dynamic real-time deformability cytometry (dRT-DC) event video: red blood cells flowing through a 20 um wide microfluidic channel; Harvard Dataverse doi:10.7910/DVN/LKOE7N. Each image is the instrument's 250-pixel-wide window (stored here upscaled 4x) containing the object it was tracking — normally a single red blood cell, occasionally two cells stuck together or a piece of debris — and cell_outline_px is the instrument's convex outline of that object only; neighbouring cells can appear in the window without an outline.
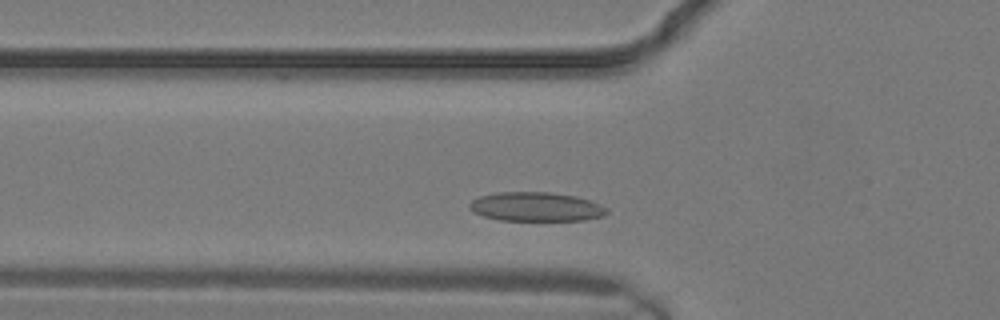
{"species": "common noctule bat (a hibernating species)", "species_latin": "Nyctalus noctula", "temperature_condition": "warm", "stored_images_in_passage": 7, "camera_frame_rate_fps": 3000, "um_per_image_px": 0.085, "animal": {"sex": "male", "body_mass_g": 19.2, "forearm_length_mm": 51.8}, "frame": {"image": 1, "passage_image": 3, "time_ms": 0.667, "image_size_px": [1000, 320], "cell_outline_px": [[608, 212], [604, 216], [584, 220], [500, 220], [484, 216], [472, 212], [468, 208], [468, 204], [472, 200], [480, 196], [496, 192], [552, 192], [576, 196], [588, 200], [608, 208]], "centroid_in_image_um": [45.54, 17.57], "position_along_channel_um": 80.3, "area_um2": 23.35}}
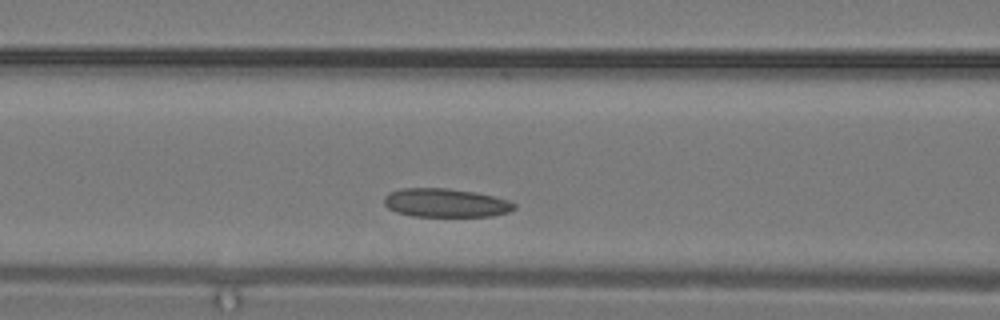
{"frame": {"image": 2, "passage_image": 5, "time_ms": 1.333, "image_size_px": [1000, 320], "cell_outline_px": [[516, 208], [508, 212], [492, 216], [412, 216], [396, 212], [388, 208], [384, 204], [384, 196], [388, 192], [400, 188], [448, 188], [476, 192], [508, 200], [516, 204]], "centroid_in_image_um": [37.85, 17.24], "position_along_channel_um": 128.7, "area_um2": 21.85}}
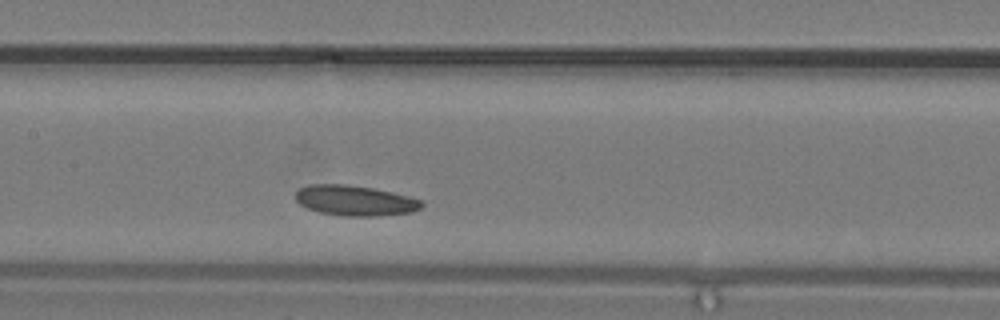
{"frame": {"image": 3, "passage_image": 7, "time_ms": 2.0, "image_size_px": [1000, 320], "cell_outline_px": [[424, 204], [420, 208], [412, 212], [380, 216], [344, 216], [320, 212], [308, 208], [300, 204], [296, 200], [296, 192], [300, 188], [308, 184], [344, 184], [372, 188], [392, 192], [424, 200]], "centroid_in_image_um": [30.2, 17.05], "position_along_channel_um": 177.2, "area_um2": 22.31}}